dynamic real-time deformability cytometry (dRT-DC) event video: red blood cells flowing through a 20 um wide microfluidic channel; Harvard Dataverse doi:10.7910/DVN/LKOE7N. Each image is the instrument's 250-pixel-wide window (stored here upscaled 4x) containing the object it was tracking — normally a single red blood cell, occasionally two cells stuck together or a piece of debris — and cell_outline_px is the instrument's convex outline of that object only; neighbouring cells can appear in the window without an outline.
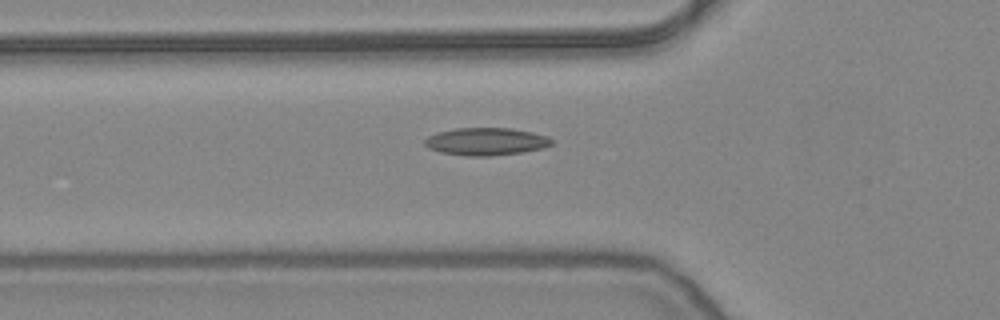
{"species": "common noctule bat (a hibernating species)", "species_latin": "Nyctalus noctula", "temperature_condition": "warm", "stored_images_in_passage": 37, "camera_frame_rate_fps": 3000, "um_per_image_px": 0.085, "animal": {"sex": "female", "body_mass_g": 24.6, "forearm_length_mm": 56.2}, "frame": {"image": 1, "passage_image": 4, "time_ms": 1.0, "image_size_px": [1000, 320], "cell_outline_px": [[552, 144], [544, 148], [520, 152], [492, 156], [468, 156], [440, 152], [428, 148], [424, 144], [424, 140], [428, 136], [440, 132], [456, 128], [512, 128], [532, 132], [548, 136], [552, 140]], "centroid_in_image_um": [41.32, 12.03], "position_along_channel_um": 84.5, "area_um2": 20.35}}
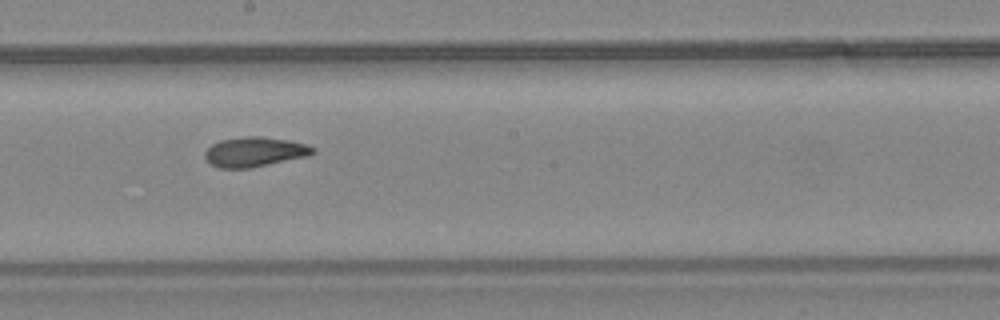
{"frame": {"image": 2, "passage_image": 15, "time_ms": 4.667, "image_size_px": [1000, 320], "cell_outline_px": [[316, 152], [308, 156], [252, 168], [220, 168], [212, 164], [204, 156], [204, 152], [212, 144], [220, 140], [244, 136], [260, 136], [288, 140], [308, 144], [316, 148]], "centroid_in_image_um": [21.68, 12.9], "position_along_channel_um": 226.5, "area_um2": 18.84}}
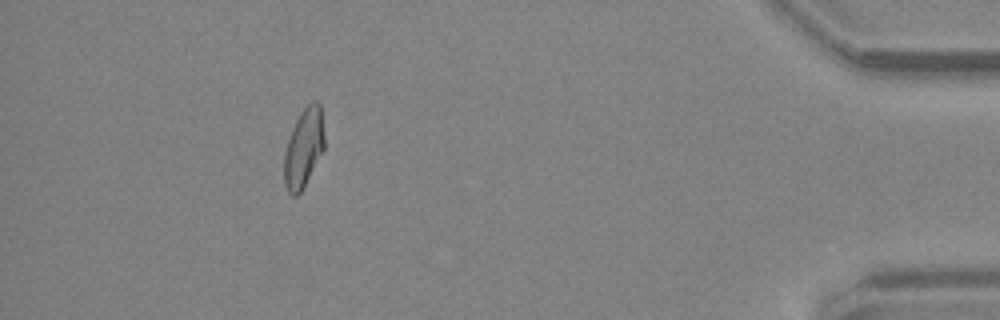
{"frame": {"image": 3, "passage_image": 34, "time_ms": 11.0, "image_size_px": [1000, 320], "cell_outline_px": [[324, 148], [300, 192], [296, 196], [292, 196], [288, 192], [284, 184], [284, 152], [292, 128], [300, 112], [312, 100], [316, 100], [320, 104], [324, 136]], "centroid_in_image_um": [25.79, 12.55], "position_along_channel_um": 409.4, "area_um2": 18.26}}